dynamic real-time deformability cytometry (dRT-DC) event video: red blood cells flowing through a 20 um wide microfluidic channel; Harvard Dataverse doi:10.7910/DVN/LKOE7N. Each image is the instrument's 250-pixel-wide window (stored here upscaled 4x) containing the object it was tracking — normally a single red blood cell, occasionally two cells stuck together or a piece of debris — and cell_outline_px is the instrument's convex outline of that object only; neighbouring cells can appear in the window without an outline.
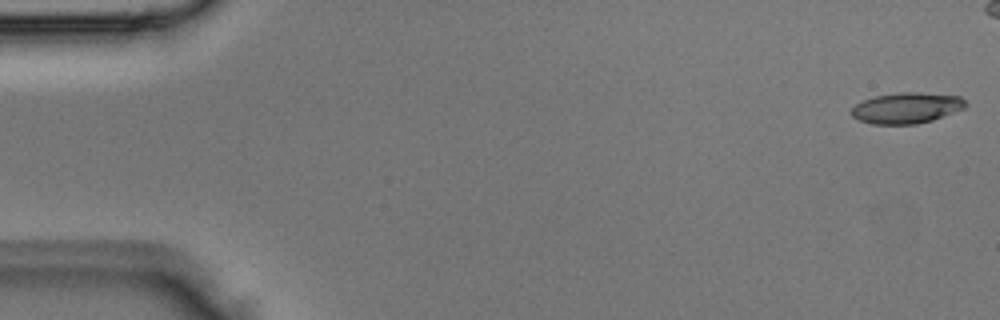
{"species": "Egyptian fruit bat (a non-hibernating species)", "species_latin": "Rousettus aegyptiacus", "temperature_condition": "room temperature", "stored_images_in_passage": 4, "camera_frame_rate_fps": 3000, "um_per_image_px": 0.085, "animal": {"sex": "male"}, "frame": {"image": 1, "passage_image": 4, "time_ms": 1.0, "image_size_px": [1000, 320], "cell_outline_px": [[968, 104], [964, 108], [932, 120], [916, 124], [872, 124], [860, 120], [852, 116], [848, 112], [856, 104], [864, 100], [876, 96], [900, 92], [916, 92], [960, 96]], "centroid_in_image_um": [77.04, 9.18], "position_along_channel_um": 8.0, "area_um2": 20.4}}